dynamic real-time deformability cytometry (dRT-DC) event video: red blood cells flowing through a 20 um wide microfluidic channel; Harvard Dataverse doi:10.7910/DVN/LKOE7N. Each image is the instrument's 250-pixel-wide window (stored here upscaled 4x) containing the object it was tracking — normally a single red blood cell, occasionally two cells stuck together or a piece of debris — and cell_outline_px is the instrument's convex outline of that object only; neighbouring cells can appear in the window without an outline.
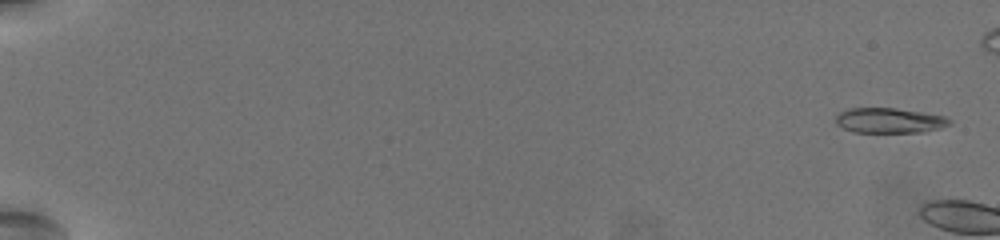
{"species": "common noctule bat (a hibernating species)", "species_latin": "Nyctalus noctula", "temperature_condition": "warm", "stored_images_in_passage": 6, "camera_frame_rate_fps": 3000, "um_per_image_px": 0.085, "animal": {"sex": "female", "body_mass_g": 19.5, "forearm_length_mm": 54.1}, "frame": {"image": 1, "passage_image": 2, "time_ms": 0.333, "image_size_px": [1000, 240], "cell_outline_px": [[952, 124], [940, 128], [924, 132], [856, 132], [844, 128], [836, 124], [836, 116], [840, 112], [848, 108], [896, 108], [944, 116], [952, 120]], "centroid_in_image_um": [75.62, 10.24], "position_along_channel_um": 9.4, "area_um2": 16.59}}